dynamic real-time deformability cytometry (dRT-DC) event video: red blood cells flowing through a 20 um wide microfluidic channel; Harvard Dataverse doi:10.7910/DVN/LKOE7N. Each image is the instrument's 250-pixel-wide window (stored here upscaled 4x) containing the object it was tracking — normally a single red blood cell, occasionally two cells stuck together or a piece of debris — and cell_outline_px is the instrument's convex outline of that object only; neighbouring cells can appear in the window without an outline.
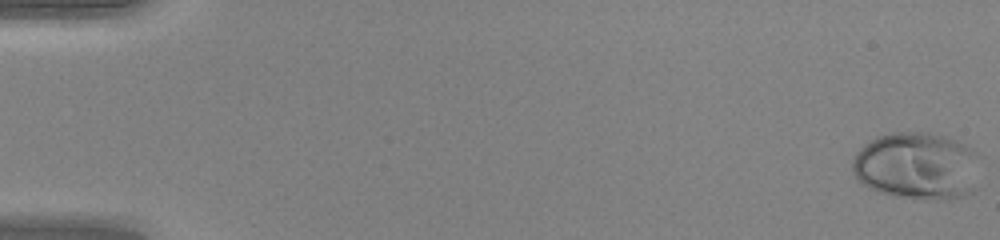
{"species": "human", "species_latin": "Homo sapiens", "temperature_condition": "warm", "stored_images_in_passage": 49, "camera_frame_rate_fps": 3000, "um_per_image_px": 0.085, "donor": {"sex": "female"}, "frame": {"image": 1, "passage_image": 1, "time_ms": 0.0, "image_size_px": [1000, 240], "cell_outline_px": [[976, 156], [972, 192], [960, 196], [940, 200], [928, 200], [892, 196], [868, 188], [856, 180], [852, 172], [852, 160], [856, 152], [868, 140], [876, 136], [892, 132], [928, 132], [944, 136], [956, 140], [972, 148], [976, 152]], "centroid_in_image_um": [77.84, 14.1], "position_along_channel_um": 7.2, "area_um2": 50.23}}
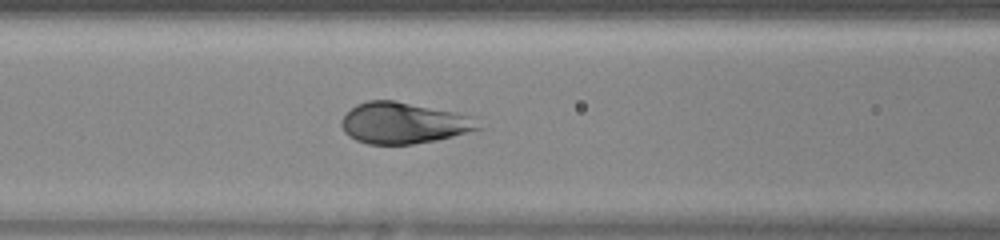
{"frame": {"image": 2, "passage_image": 22, "time_ms": 7.0, "image_size_px": [1000, 240], "cell_outline_px": [[484, 128], [436, 140], [412, 144], [368, 144], [356, 140], [348, 136], [344, 132], [340, 124], [340, 120], [356, 104], [368, 100], [396, 100], [456, 112], [472, 116]], "centroid_in_image_um": [34.3, 10.45], "position_along_channel_um": 132.3, "area_um2": 33.0}}
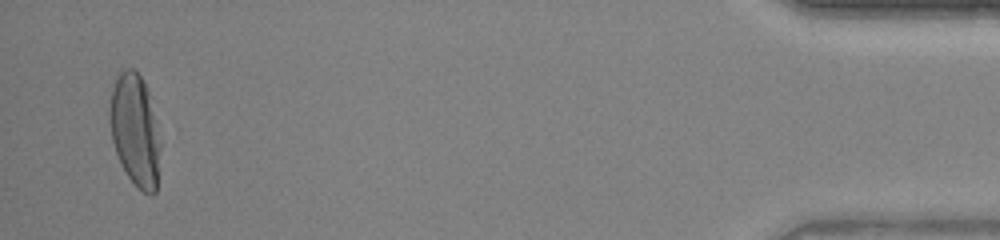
{"frame": {"image": 3, "passage_image": 48, "time_ms": 15.667, "image_size_px": [1000, 240], "cell_outline_px": [[160, 148], [156, 192], [152, 196], [136, 188], [128, 176], [116, 152], [112, 140], [108, 112], [108, 108], [112, 88], [120, 72], [124, 68], [132, 68], [140, 76], [148, 92], [160, 144]], "centroid_in_image_um": [11.46, 11.09], "position_along_channel_um": 423.7, "area_um2": 32.66}, "authors_computed_cell_mechanics": {"area_um2": 34.7956, "velocity_mm_per_s": 4.2612, "shape_relaxation_time_tau1_ms": 2.5476, "shape_relaxation_time_tau2_ms": null, "deformation_change_tau1": 0.1885, "deformation_change_tau2": null}}